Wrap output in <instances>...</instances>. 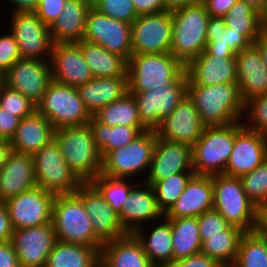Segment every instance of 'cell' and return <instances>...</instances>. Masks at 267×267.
Wrapping results in <instances>:
<instances>
[{"label":"cell","mask_w":267,"mask_h":267,"mask_svg":"<svg viewBox=\"0 0 267 267\" xmlns=\"http://www.w3.org/2000/svg\"><path fill=\"white\" fill-rule=\"evenodd\" d=\"M89 124L102 159L110 151L126 146L142 134L135 126L110 127L100 123L94 116L91 117Z\"/></svg>","instance_id":"cell-38"},{"label":"cell","mask_w":267,"mask_h":267,"mask_svg":"<svg viewBox=\"0 0 267 267\" xmlns=\"http://www.w3.org/2000/svg\"><path fill=\"white\" fill-rule=\"evenodd\" d=\"M157 222L148 224L152 229L142 226L134 234L141 241L149 260L156 267H166L173 262L171 223L165 217Z\"/></svg>","instance_id":"cell-32"},{"label":"cell","mask_w":267,"mask_h":267,"mask_svg":"<svg viewBox=\"0 0 267 267\" xmlns=\"http://www.w3.org/2000/svg\"><path fill=\"white\" fill-rule=\"evenodd\" d=\"M3 83V77L2 74L0 73V85Z\"/></svg>","instance_id":"cell-65"},{"label":"cell","mask_w":267,"mask_h":267,"mask_svg":"<svg viewBox=\"0 0 267 267\" xmlns=\"http://www.w3.org/2000/svg\"><path fill=\"white\" fill-rule=\"evenodd\" d=\"M21 119L0 107V139L10 141Z\"/></svg>","instance_id":"cell-52"},{"label":"cell","mask_w":267,"mask_h":267,"mask_svg":"<svg viewBox=\"0 0 267 267\" xmlns=\"http://www.w3.org/2000/svg\"><path fill=\"white\" fill-rule=\"evenodd\" d=\"M172 25L171 11L138 16L131 23L132 54L169 53Z\"/></svg>","instance_id":"cell-13"},{"label":"cell","mask_w":267,"mask_h":267,"mask_svg":"<svg viewBox=\"0 0 267 267\" xmlns=\"http://www.w3.org/2000/svg\"><path fill=\"white\" fill-rule=\"evenodd\" d=\"M36 111L51 122L55 129L89 124L90 113L76 87L52 80Z\"/></svg>","instance_id":"cell-7"},{"label":"cell","mask_w":267,"mask_h":267,"mask_svg":"<svg viewBox=\"0 0 267 267\" xmlns=\"http://www.w3.org/2000/svg\"><path fill=\"white\" fill-rule=\"evenodd\" d=\"M101 247L56 241L45 267H100Z\"/></svg>","instance_id":"cell-35"},{"label":"cell","mask_w":267,"mask_h":267,"mask_svg":"<svg viewBox=\"0 0 267 267\" xmlns=\"http://www.w3.org/2000/svg\"><path fill=\"white\" fill-rule=\"evenodd\" d=\"M55 195L39 186L4 202L14 230L52 223Z\"/></svg>","instance_id":"cell-16"},{"label":"cell","mask_w":267,"mask_h":267,"mask_svg":"<svg viewBox=\"0 0 267 267\" xmlns=\"http://www.w3.org/2000/svg\"><path fill=\"white\" fill-rule=\"evenodd\" d=\"M13 231L7 208L0 202V242L11 241Z\"/></svg>","instance_id":"cell-56"},{"label":"cell","mask_w":267,"mask_h":267,"mask_svg":"<svg viewBox=\"0 0 267 267\" xmlns=\"http://www.w3.org/2000/svg\"><path fill=\"white\" fill-rule=\"evenodd\" d=\"M81 51L94 78H112L127 75L128 61L119 54L87 40L81 41Z\"/></svg>","instance_id":"cell-34"},{"label":"cell","mask_w":267,"mask_h":267,"mask_svg":"<svg viewBox=\"0 0 267 267\" xmlns=\"http://www.w3.org/2000/svg\"><path fill=\"white\" fill-rule=\"evenodd\" d=\"M100 267H156L134 233L103 243Z\"/></svg>","instance_id":"cell-28"},{"label":"cell","mask_w":267,"mask_h":267,"mask_svg":"<svg viewBox=\"0 0 267 267\" xmlns=\"http://www.w3.org/2000/svg\"><path fill=\"white\" fill-rule=\"evenodd\" d=\"M83 40L99 44L127 61L132 55L131 24L108 17L93 6L87 12Z\"/></svg>","instance_id":"cell-14"},{"label":"cell","mask_w":267,"mask_h":267,"mask_svg":"<svg viewBox=\"0 0 267 267\" xmlns=\"http://www.w3.org/2000/svg\"><path fill=\"white\" fill-rule=\"evenodd\" d=\"M35 186L33 156L11 151L0 169V202L4 203Z\"/></svg>","instance_id":"cell-27"},{"label":"cell","mask_w":267,"mask_h":267,"mask_svg":"<svg viewBox=\"0 0 267 267\" xmlns=\"http://www.w3.org/2000/svg\"><path fill=\"white\" fill-rule=\"evenodd\" d=\"M260 29L262 34L267 35V3L264 10L260 13Z\"/></svg>","instance_id":"cell-63"},{"label":"cell","mask_w":267,"mask_h":267,"mask_svg":"<svg viewBox=\"0 0 267 267\" xmlns=\"http://www.w3.org/2000/svg\"><path fill=\"white\" fill-rule=\"evenodd\" d=\"M91 6L84 0L65 1L62 12L49 27L54 44L83 40L86 31V16Z\"/></svg>","instance_id":"cell-30"},{"label":"cell","mask_w":267,"mask_h":267,"mask_svg":"<svg viewBox=\"0 0 267 267\" xmlns=\"http://www.w3.org/2000/svg\"><path fill=\"white\" fill-rule=\"evenodd\" d=\"M87 111L93 116L104 106L129 92L128 74L112 78H93L77 87Z\"/></svg>","instance_id":"cell-31"},{"label":"cell","mask_w":267,"mask_h":267,"mask_svg":"<svg viewBox=\"0 0 267 267\" xmlns=\"http://www.w3.org/2000/svg\"><path fill=\"white\" fill-rule=\"evenodd\" d=\"M242 123L248 130L267 135V93L245 102Z\"/></svg>","instance_id":"cell-45"},{"label":"cell","mask_w":267,"mask_h":267,"mask_svg":"<svg viewBox=\"0 0 267 267\" xmlns=\"http://www.w3.org/2000/svg\"><path fill=\"white\" fill-rule=\"evenodd\" d=\"M157 135L145 131L124 147L110 151L102 159L101 174L111 178L136 179L148 174ZM145 171V172H144Z\"/></svg>","instance_id":"cell-9"},{"label":"cell","mask_w":267,"mask_h":267,"mask_svg":"<svg viewBox=\"0 0 267 267\" xmlns=\"http://www.w3.org/2000/svg\"><path fill=\"white\" fill-rule=\"evenodd\" d=\"M52 224L57 241L102 247L95 236L91 219L76 193L56 195L52 206Z\"/></svg>","instance_id":"cell-5"},{"label":"cell","mask_w":267,"mask_h":267,"mask_svg":"<svg viewBox=\"0 0 267 267\" xmlns=\"http://www.w3.org/2000/svg\"><path fill=\"white\" fill-rule=\"evenodd\" d=\"M36 186L56 195L72 194L83 184L69 168L55 138L34 153Z\"/></svg>","instance_id":"cell-10"},{"label":"cell","mask_w":267,"mask_h":267,"mask_svg":"<svg viewBox=\"0 0 267 267\" xmlns=\"http://www.w3.org/2000/svg\"><path fill=\"white\" fill-rule=\"evenodd\" d=\"M84 1H86L87 3H89L91 5H93V3L95 2V0H84Z\"/></svg>","instance_id":"cell-64"},{"label":"cell","mask_w":267,"mask_h":267,"mask_svg":"<svg viewBox=\"0 0 267 267\" xmlns=\"http://www.w3.org/2000/svg\"><path fill=\"white\" fill-rule=\"evenodd\" d=\"M177 173H194L192 147L157 137L150 168L143 181L152 186Z\"/></svg>","instance_id":"cell-21"},{"label":"cell","mask_w":267,"mask_h":267,"mask_svg":"<svg viewBox=\"0 0 267 267\" xmlns=\"http://www.w3.org/2000/svg\"><path fill=\"white\" fill-rule=\"evenodd\" d=\"M213 209L231 225L244 232L259 226V208L248 198L240 177L212 175Z\"/></svg>","instance_id":"cell-4"},{"label":"cell","mask_w":267,"mask_h":267,"mask_svg":"<svg viewBox=\"0 0 267 267\" xmlns=\"http://www.w3.org/2000/svg\"><path fill=\"white\" fill-rule=\"evenodd\" d=\"M93 116L100 123L109 125L110 127L119 125L135 126L142 133L147 131L141 125L137 103L130 92L109 105L104 106Z\"/></svg>","instance_id":"cell-39"},{"label":"cell","mask_w":267,"mask_h":267,"mask_svg":"<svg viewBox=\"0 0 267 267\" xmlns=\"http://www.w3.org/2000/svg\"><path fill=\"white\" fill-rule=\"evenodd\" d=\"M207 44L205 50L209 54L220 56H236L241 50L248 48L251 43L225 25L223 17L210 16L207 23Z\"/></svg>","instance_id":"cell-33"},{"label":"cell","mask_w":267,"mask_h":267,"mask_svg":"<svg viewBox=\"0 0 267 267\" xmlns=\"http://www.w3.org/2000/svg\"><path fill=\"white\" fill-rule=\"evenodd\" d=\"M232 267H267V236L259 229L244 232Z\"/></svg>","instance_id":"cell-40"},{"label":"cell","mask_w":267,"mask_h":267,"mask_svg":"<svg viewBox=\"0 0 267 267\" xmlns=\"http://www.w3.org/2000/svg\"><path fill=\"white\" fill-rule=\"evenodd\" d=\"M65 1L67 0H40L34 13L44 25L50 27L62 12Z\"/></svg>","instance_id":"cell-50"},{"label":"cell","mask_w":267,"mask_h":267,"mask_svg":"<svg viewBox=\"0 0 267 267\" xmlns=\"http://www.w3.org/2000/svg\"><path fill=\"white\" fill-rule=\"evenodd\" d=\"M221 265L213 258L203 253L191 255L187 258L173 261L166 267H220Z\"/></svg>","instance_id":"cell-51"},{"label":"cell","mask_w":267,"mask_h":267,"mask_svg":"<svg viewBox=\"0 0 267 267\" xmlns=\"http://www.w3.org/2000/svg\"><path fill=\"white\" fill-rule=\"evenodd\" d=\"M209 17L202 1L172 11L170 53L184 66L205 50Z\"/></svg>","instance_id":"cell-2"},{"label":"cell","mask_w":267,"mask_h":267,"mask_svg":"<svg viewBox=\"0 0 267 267\" xmlns=\"http://www.w3.org/2000/svg\"><path fill=\"white\" fill-rule=\"evenodd\" d=\"M257 11L259 14L264 10L267 0H241Z\"/></svg>","instance_id":"cell-62"},{"label":"cell","mask_w":267,"mask_h":267,"mask_svg":"<svg viewBox=\"0 0 267 267\" xmlns=\"http://www.w3.org/2000/svg\"><path fill=\"white\" fill-rule=\"evenodd\" d=\"M92 6L108 17L129 24L138 17L132 0H95Z\"/></svg>","instance_id":"cell-47"},{"label":"cell","mask_w":267,"mask_h":267,"mask_svg":"<svg viewBox=\"0 0 267 267\" xmlns=\"http://www.w3.org/2000/svg\"><path fill=\"white\" fill-rule=\"evenodd\" d=\"M127 74L129 92L140 93L162 87L169 81H181L186 76V69L170 52L132 54Z\"/></svg>","instance_id":"cell-6"},{"label":"cell","mask_w":267,"mask_h":267,"mask_svg":"<svg viewBox=\"0 0 267 267\" xmlns=\"http://www.w3.org/2000/svg\"><path fill=\"white\" fill-rule=\"evenodd\" d=\"M39 1L40 0H7V2H11L10 4L13 5V8H11L12 12L10 11V13L26 11L34 12Z\"/></svg>","instance_id":"cell-57"},{"label":"cell","mask_w":267,"mask_h":267,"mask_svg":"<svg viewBox=\"0 0 267 267\" xmlns=\"http://www.w3.org/2000/svg\"><path fill=\"white\" fill-rule=\"evenodd\" d=\"M55 134V128L49 120L35 111L21 119L13 138L10 140L11 150L30 154L40 151Z\"/></svg>","instance_id":"cell-29"},{"label":"cell","mask_w":267,"mask_h":267,"mask_svg":"<svg viewBox=\"0 0 267 267\" xmlns=\"http://www.w3.org/2000/svg\"><path fill=\"white\" fill-rule=\"evenodd\" d=\"M258 229L267 236V204L259 209V226Z\"/></svg>","instance_id":"cell-61"},{"label":"cell","mask_w":267,"mask_h":267,"mask_svg":"<svg viewBox=\"0 0 267 267\" xmlns=\"http://www.w3.org/2000/svg\"><path fill=\"white\" fill-rule=\"evenodd\" d=\"M238 0H202L207 13L212 17H223Z\"/></svg>","instance_id":"cell-54"},{"label":"cell","mask_w":267,"mask_h":267,"mask_svg":"<svg viewBox=\"0 0 267 267\" xmlns=\"http://www.w3.org/2000/svg\"><path fill=\"white\" fill-rule=\"evenodd\" d=\"M131 180L132 179L111 178L99 174L90 183L100 192L103 199L108 202L110 207L120 214L130 190L136 185L135 183L133 184Z\"/></svg>","instance_id":"cell-42"},{"label":"cell","mask_w":267,"mask_h":267,"mask_svg":"<svg viewBox=\"0 0 267 267\" xmlns=\"http://www.w3.org/2000/svg\"><path fill=\"white\" fill-rule=\"evenodd\" d=\"M11 151L10 141L0 139V169L5 164L8 154Z\"/></svg>","instance_id":"cell-60"},{"label":"cell","mask_w":267,"mask_h":267,"mask_svg":"<svg viewBox=\"0 0 267 267\" xmlns=\"http://www.w3.org/2000/svg\"><path fill=\"white\" fill-rule=\"evenodd\" d=\"M164 217L159 209L154 190L150 184L141 180L130 190L119 220L127 233H135L140 227H146ZM152 221V222H151Z\"/></svg>","instance_id":"cell-23"},{"label":"cell","mask_w":267,"mask_h":267,"mask_svg":"<svg viewBox=\"0 0 267 267\" xmlns=\"http://www.w3.org/2000/svg\"><path fill=\"white\" fill-rule=\"evenodd\" d=\"M21 58L18 43L9 32L0 34V73L3 75Z\"/></svg>","instance_id":"cell-48"},{"label":"cell","mask_w":267,"mask_h":267,"mask_svg":"<svg viewBox=\"0 0 267 267\" xmlns=\"http://www.w3.org/2000/svg\"><path fill=\"white\" fill-rule=\"evenodd\" d=\"M0 107L20 119L36 111V105L33 102L3 83L0 85Z\"/></svg>","instance_id":"cell-46"},{"label":"cell","mask_w":267,"mask_h":267,"mask_svg":"<svg viewBox=\"0 0 267 267\" xmlns=\"http://www.w3.org/2000/svg\"><path fill=\"white\" fill-rule=\"evenodd\" d=\"M54 138L69 168L83 183L101 174L102 157L90 124L55 129Z\"/></svg>","instance_id":"cell-3"},{"label":"cell","mask_w":267,"mask_h":267,"mask_svg":"<svg viewBox=\"0 0 267 267\" xmlns=\"http://www.w3.org/2000/svg\"><path fill=\"white\" fill-rule=\"evenodd\" d=\"M235 123L226 126L205 127L192 147V165L195 175L224 174L233 149Z\"/></svg>","instance_id":"cell-8"},{"label":"cell","mask_w":267,"mask_h":267,"mask_svg":"<svg viewBox=\"0 0 267 267\" xmlns=\"http://www.w3.org/2000/svg\"><path fill=\"white\" fill-rule=\"evenodd\" d=\"M205 127L193 102L186 96L169 116L161 120L155 133L158 138L193 147Z\"/></svg>","instance_id":"cell-20"},{"label":"cell","mask_w":267,"mask_h":267,"mask_svg":"<svg viewBox=\"0 0 267 267\" xmlns=\"http://www.w3.org/2000/svg\"><path fill=\"white\" fill-rule=\"evenodd\" d=\"M50 62L52 78L58 83L77 88L94 78L82 54L81 41L55 43Z\"/></svg>","instance_id":"cell-22"},{"label":"cell","mask_w":267,"mask_h":267,"mask_svg":"<svg viewBox=\"0 0 267 267\" xmlns=\"http://www.w3.org/2000/svg\"><path fill=\"white\" fill-rule=\"evenodd\" d=\"M202 0H165V11H174Z\"/></svg>","instance_id":"cell-59"},{"label":"cell","mask_w":267,"mask_h":267,"mask_svg":"<svg viewBox=\"0 0 267 267\" xmlns=\"http://www.w3.org/2000/svg\"><path fill=\"white\" fill-rule=\"evenodd\" d=\"M223 19L227 27L232 31L241 32L251 44L262 34L260 14L241 0L235 3Z\"/></svg>","instance_id":"cell-41"},{"label":"cell","mask_w":267,"mask_h":267,"mask_svg":"<svg viewBox=\"0 0 267 267\" xmlns=\"http://www.w3.org/2000/svg\"><path fill=\"white\" fill-rule=\"evenodd\" d=\"M197 219L200 235L221 234V231L226 230L230 226L224 217L215 209L206 211L198 216Z\"/></svg>","instance_id":"cell-49"},{"label":"cell","mask_w":267,"mask_h":267,"mask_svg":"<svg viewBox=\"0 0 267 267\" xmlns=\"http://www.w3.org/2000/svg\"><path fill=\"white\" fill-rule=\"evenodd\" d=\"M56 241L52 223L14 230L11 237L20 267H45Z\"/></svg>","instance_id":"cell-18"},{"label":"cell","mask_w":267,"mask_h":267,"mask_svg":"<svg viewBox=\"0 0 267 267\" xmlns=\"http://www.w3.org/2000/svg\"><path fill=\"white\" fill-rule=\"evenodd\" d=\"M188 85H218L237 83L236 56L209 54L204 50L186 66Z\"/></svg>","instance_id":"cell-24"},{"label":"cell","mask_w":267,"mask_h":267,"mask_svg":"<svg viewBox=\"0 0 267 267\" xmlns=\"http://www.w3.org/2000/svg\"><path fill=\"white\" fill-rule=\"evenodd\" d=\"M242 231L236 226H229L221 234L200 235L201 253L215 259L220 265H233L238 253Z\"/></svg>","instance_id":"cell-37"},{"label":"cell","mask_w":267,"mask_h":267,"mask_svg":"<svg viewBox=\"0 0 267 267\" xmlns=\"http://www.w3.org/2000/svg\"><path fill=\"white\" fill-rule=\"evenodd\" d=\"M3 84L39 103L53 80L50 60L20 58L3 75Z\"/></svg>","instance_id":"cell-15"},{"label":"cell","mask_w":267,"mask_h":267,"mask_svg":"<svg viewBox=\"0 0 267 267\" xmlns=\"http://www.w3.org/2000/svg\"><path fill=\"white\" fill-rule=\"evenodd\" d=\"M211 209H213L212 176L194 174L164 217H198Z\"/></svg>","instance_id":"cell-25"},{"label":"cell","mask_w":267,"mask_h":267,"mask_svg":"<svg viewBox=\"0 0 267 267\" xmlns=\"http://www.w3.org/2000/svg\"><path fill=\"white\" fill-rule=\"evenodd\" d=\"M75 193L83 201L85 211L91 219L94 234L102 243L128 234L120 223L119 214L110 207L90 182L83 183Z\"/></svg>","instance_id":"cell-19"},{"label":"cell","mask_w":267,"mask_h":267,"mask_svg":"<svg viewBox=\"0 0 267 267\" xmlns=\"http://www.w3.org/2000/svg\"><path fill=\"white\" fill-rule=\"evenodd\" d=\"M240 179L246 195L259 209L267 204V158Z\"/></svg>","instance_id":"cell-44"},{"label":"cell","mask_w":267,"mask_h":267,"mask_svg":"<svg viewBox=\"0 0 267 267\" xmlns=\"http://www.w3.org/2000/svg\"><path fill=\"white\" fill-rule=\"evenodd\" d=\"M9 14L7 29L18 43L21 58L50 60L54 42L49 27L34 12Z\"/></svg>","instance_id":"cell-12"},{"label":"cell","mask_w":267,"mask_h":267,"mask_svg":"<svg viewBox=\"0 0 267 267\" xmlns=\"http://www.w3.org/2000/svg\"><path fill=\"white\" fill-rule=\"evenodd\" d=\"M220 267H232L231 265H221Z\"/></svg>","instance_id":"cell-66"},{"label":"cell","mask_w":267,"mask_h":267,"mask_svg":"<svg viewBox=\"0 0 267 267\" xmlns=\"http://www.w3.org/2000/svg\"><path fill=\"white\" fill-rule=\"evenodd\" d=\"M259 50L263 64L267 69V35L261 34L253 43Z\"/></svg>","instance_id":"cell-58"},{"label":"cell","mask_w":267,"mask_h":267,"mask_svg":"<svg viewBox=\"0 0 267 267\" xmlns=\"http://www.w3.org/2000/svg\"><path fill=\"white\" fill-rule=\"evenodd\" d=\"M138 16L165 11V0H132Z\"/></svg>","instance_id":"cell-53"},{"label":"cell","mask_w":267,"mask_h":267,"mask_svg":"<svg viewBox=\"0 0 267 267\" xmlns=\"http://www.w3.org/2000/svg\"><path fill=\"white\" fill-rule=\"evenodd\" d=\"M267 158V135L248 130L235 122V138L224 174L241 177L253 171Z\"/></svg>","instance_id":"cell-17"},{"label":"cell","mask_w":267,"mask_h":267,"mask_svg":"<svg viewBox=\"0 0 267 267\" xmlns=\"http://www.w3.org/2000/svg\"><path fill=\"white\" fill-rule=\"evenodd\" d=\"M171 223L173 261L201 252L197 217L166 218Z\"/></svg>","instance_id":"cell-36"},{"label":"cell","mask_w":267,"mask_h":267,"mask_svg":"<svg viewBox=\"0 0 267 267\" xmlns=\"http://www.w3.org/2000/svg\"><path fill=\"white\" fill-rule=\"evenodd\" d=\"M187 96L206 127L226 126L243 120L245 103L237 83L188 85Z\"/></svg>","instance_id":"cell-1"},{"label":"cell","mask_w":267,"mask_h":267,"mask_svg":"<svg viewBox=\"0 0 267 267\" xmlns=\"http://www.w3.org/2000/svg\"><path fill=\"white\" fill-rule=\"evenodd\" d=\"M0 267H20L11 241L0 242Z\"/></svg>","instance_id":"cell-55"},{"label":"cell","mask_w":267,"mask_h":267,"mask_svg":"<svg viewBox=\"0 0 267 267\" xmlns=\"http://www.w3.org/2000/svg\"><path fill=\"white\" fill-rule=\"evenodd\" d=\"M236 77L244 103L267 93V69L254 44L236 53Z\"/></svg>","instance_id":"cell-26"},{"label":"cell","mask_w":267,"mask_h":267,"mask_svg":"<svg viewBox=\"0 0 267 267\" xmlns=\"http://www.w3.org/2000/svg\"><path fill=\"white\" fill-rule=\"evenodd\" d=\"M188 77L181 81H169L162 87L140 93H131L135 98L141 125L147 131H155L165 117L187 96Z\"/></svg>","instance_id":"cell-11"},{"label":"cell","mask_w":267,"mask_h":267,"mask_svg":"<svg viewBox=\"0 0 267 267\" xmlns=\"http://www.w3.org/2000/svg\"><path fill=\"white\" fill-rule=\"evenodd\" d=\"M193 175L194 173H177L152 185L158 207L163 214L177 201Z\"/></svg>","instance_id":"cell-43"}]
</instances>
